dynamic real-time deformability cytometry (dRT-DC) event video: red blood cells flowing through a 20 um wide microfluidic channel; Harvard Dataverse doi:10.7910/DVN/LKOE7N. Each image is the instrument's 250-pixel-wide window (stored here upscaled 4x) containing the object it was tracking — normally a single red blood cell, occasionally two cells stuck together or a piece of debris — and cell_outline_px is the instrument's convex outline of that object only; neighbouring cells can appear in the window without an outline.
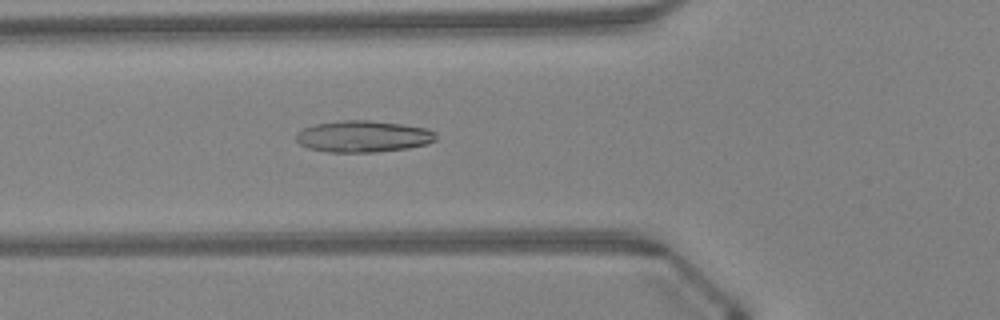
{"species": "Egyptian fruit bat (a non-hibernating species)", "species_latin": "Rousettus aegyptiacus", "temperature_condition": "warm", "stored_images_in_passage": 38, "camera_frame_rate_fps": 3000, "um_per_image_px": 0.085, "animal": {"sex": "female"}, "frame": {"image": 1, "passage_image": 8, "time_ms": 2.333, "image_size_px": [1000, 320], "cell_outline_px": [[436, 140], [428, 144], [408, 148], [376, 152], [328, 152], [308, 148], [300, 144], [296, 140], [296, 132], [304, 128], [316, 124], [340, 120], [368, 120], [400, 124], [428, 128], [436, 132]], "centroid_in_image_um": [30.88, 11.6], "position_along_channel_um": 94.9, "area_um2": 25.84}}
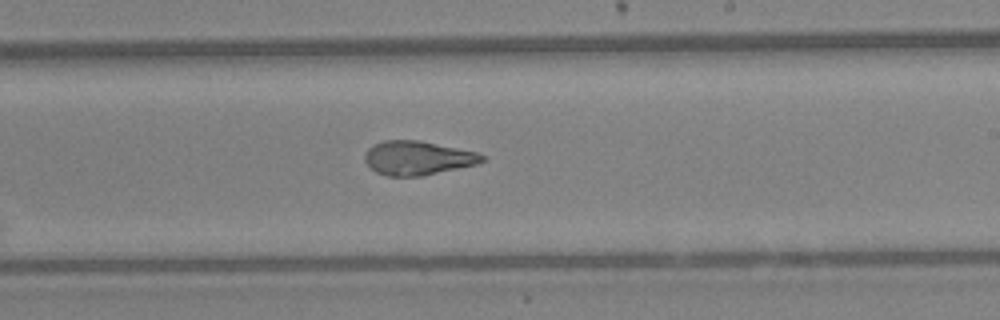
{"frame": {"image": 2, "passage_image": 19, "time_ms": 6.0, "image_size_px": [1000, 320], "cell_outline_px": [[484, 160], [476, 164], [420, 176], [388, 176], [376, 172], [364, 160], [364, 156], [368, 148], [372, 144], [384, 140], [420, 140], [476, 152], [484, 156]], "centroid_in_image_um": [35.45, 13.41], "position_along_channel_um": 253.5, "area_um2": 23.0}}
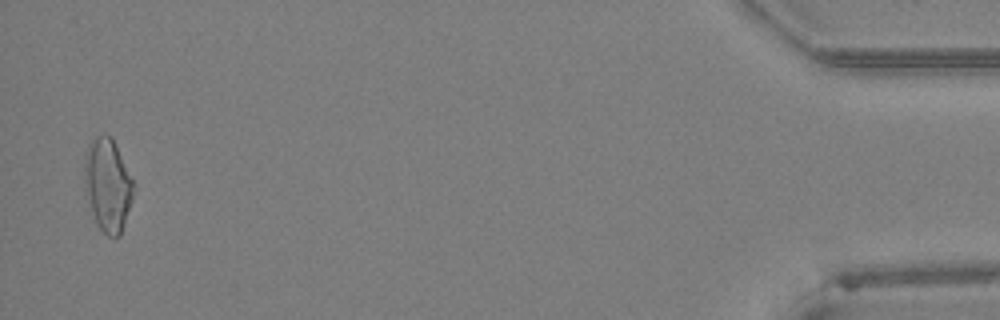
{"frame": {"image": 3, "passage_image": 37, "time_ms": 12.0, "image_size_px": [1000, 320], "cell_outline_px": [[132, 200], [120, 236], [108, 236], [96, 224], [84, 188], [84, 152], [88, 144], [96, 136], [112, 136], [116, 144], [132, 180]], "centroid_in_image_um": [9.12, 15.7], "position_along_channel_um": 426.1, "area_um2": 26.3}, "authors_computed_cell_mechanics": {"area_um2": 23.8136, "velocity_mm_per_s": 4.3291, "shape_relaxation_time_tau1_ms": 8.9189, "shape_relaxation_time_tau2_ms": 1.3788, "deformation_change_tau1": 0.2619, "deformation_change_tau2": 0.0932}}